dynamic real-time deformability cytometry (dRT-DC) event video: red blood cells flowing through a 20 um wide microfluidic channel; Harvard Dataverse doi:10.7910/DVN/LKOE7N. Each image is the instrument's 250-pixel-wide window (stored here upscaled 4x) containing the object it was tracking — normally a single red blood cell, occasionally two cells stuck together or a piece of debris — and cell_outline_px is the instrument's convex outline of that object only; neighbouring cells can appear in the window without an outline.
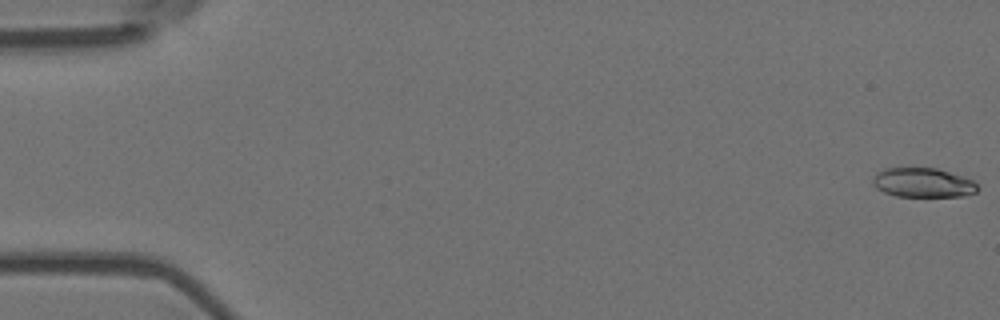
{"species": "Egyptian fruit bat (a non-hibernating species)", "species_latin": "Rousettus aegyptiacus", "temperature_condition": "room temperature", "stored_images_in_passage": 5, "camera_frame_rate_fps": 3000, "um_per_image_px": 0.085, "animal": {"sex": "female"}, "frame": {"image": 1, "passage_image": 1, "time_ms": 0.0, "image_size_px": [1000, 320], "cell_outline_px": [[980, 188], [976, 192], [964, 196], [896, 196], [884, 192], [876, 188], [872, 180], [872, 176], [876, 172], [884, 168], [936, 168], [972, 180]], "centroid_in_image_um": [78.42, 15.53], "position_along_channel_um": 6.6, "area_um2": 17.86}}
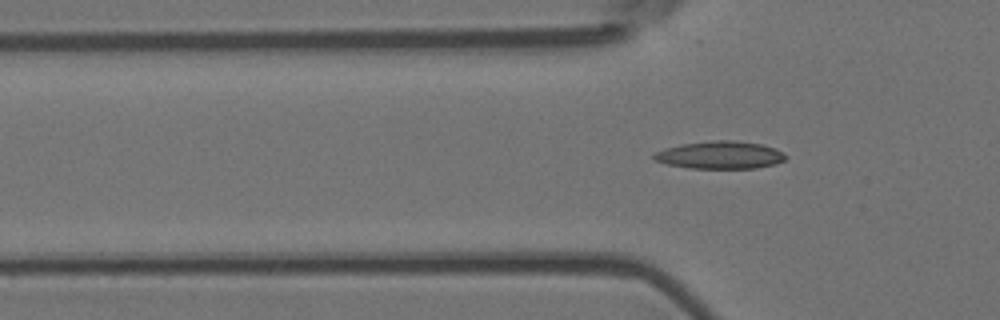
{"frame": {"image": 2, "passage_image": 5, "time_ms": 1.333, "image_size_px": [1000, 320], "cell_outline_px": [[784, 160], [776, 164], [756, 168], [688, 168], [668, 164], [656, 160], [652, 156], [652, 152], [664, 148], [680, 144], [712, 140], [732, 140], [760, 144], [776, 148], [784, 156]], "centroid_in_image_um": [61.15, 13.17], "position_along_channel_um": 64.7, "area_um2": 21.15}}